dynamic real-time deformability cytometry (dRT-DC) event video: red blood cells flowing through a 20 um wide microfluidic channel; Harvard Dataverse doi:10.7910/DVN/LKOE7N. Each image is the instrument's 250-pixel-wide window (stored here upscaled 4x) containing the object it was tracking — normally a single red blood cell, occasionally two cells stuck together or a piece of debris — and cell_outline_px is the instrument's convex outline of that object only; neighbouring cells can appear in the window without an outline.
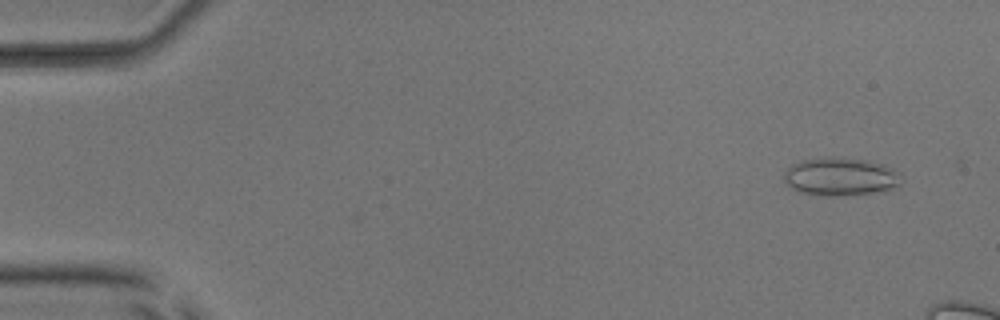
{"species": "common noctule bat (a hibernating species)", "species_latin": "Nyctalus noctula", "temperature_condition": "room temperature", "stored_images_in_passage": 4, "camera_frame_rate_fps": 3000, "um_per_image_px": 0.085, "animal": {"sex": "male", "body_mass_g": 17.9, "forearm_length_mm": 54.2}, "frame": {"image": 1, "passage_image": 3, "time_ms": 0.667, "image_size_px": [1000, 320], "cell_outline_px": [[900, 184], [884, 192], [836, 196], [828, 196], [800, 192], [792, 188], [784, 180], [784, 172], [788, 168], [804, 160], [832, 156], [864, 160], [884, 164], [900, 172]], "centroid_in_image_um": [71.49, 15.02], "position_along_channel_um": 13.5, "area_um2": 26.01}}